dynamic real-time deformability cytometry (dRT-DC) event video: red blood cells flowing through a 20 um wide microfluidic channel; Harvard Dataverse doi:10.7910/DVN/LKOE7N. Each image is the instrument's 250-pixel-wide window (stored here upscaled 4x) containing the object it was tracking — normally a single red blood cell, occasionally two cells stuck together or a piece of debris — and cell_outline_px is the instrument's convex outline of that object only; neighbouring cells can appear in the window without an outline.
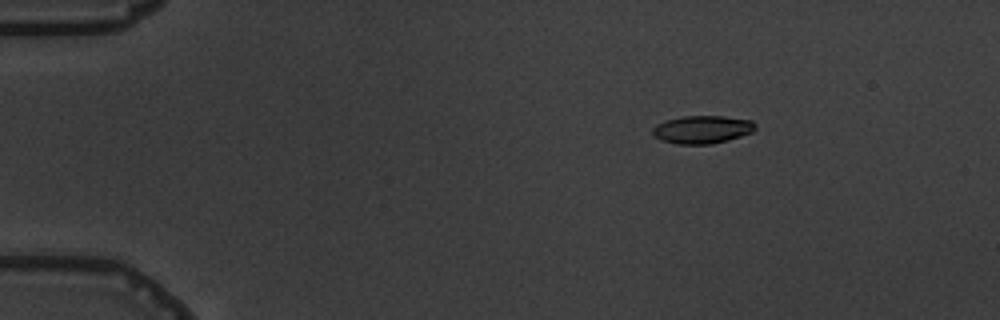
{"species": "common noctule bat (a hibernating species)", "species_latin": "Nyctalus noctula", "temperature_condition": "warm", "stored_images_in_passage": 6, "camera_frame_rate_fps": 3000, "um_per_image_px": 0.085, "animal": {"sex": "male", "body_mass_g": 19.5, "forearm_length_mm": 54.6}, "frame": {"image": 1, "passage_image": 6, "time_ms": 6.667, "image_size_px": [1000, 320], "cell_outline_px": [[756, 128], [752, 132], [728, 140], [712, 144], [680, 144], [660, 140], [652, 132], [652, 128], [656, 124], [668, 120], [684, 116], [724, 116], [752, 120], [756, 124]], "centroid_in_image_um": [59.71, 11.0], "position_along_channel_um": 25.3, "area_um2": 16.65}}